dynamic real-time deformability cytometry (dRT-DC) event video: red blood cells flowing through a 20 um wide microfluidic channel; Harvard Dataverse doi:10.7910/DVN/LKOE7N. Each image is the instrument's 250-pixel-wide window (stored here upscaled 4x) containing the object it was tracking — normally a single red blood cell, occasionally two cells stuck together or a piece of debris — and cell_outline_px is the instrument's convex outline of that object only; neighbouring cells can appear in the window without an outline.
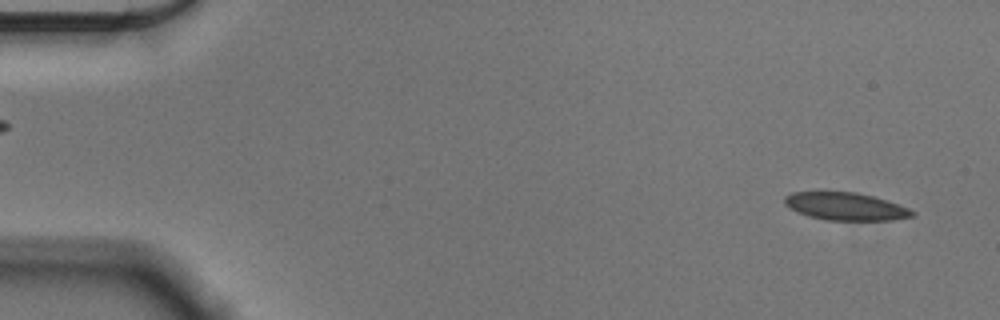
{"species": "Egyptian fruit bat (a non-hibernating species)", "species_latin": "Rousettus aegyptiacus", "temperature_condition": "cold", "stored_images_in_passage": 13, "camera_frame_rate_fps": 3000, "um_per_image_px": 0.085, "animal": {"sex": "male"}, "frame": {"image": 1, "passage_image": 2, "time_ms": 0.333, "image_size_px": [1000, 320], "cell_outline_px": [[916, 216], [892, 220], [824, 220], [808, 216], [796, 212], [788, 208], [784, 204], [784, 196], [792, 192], [856, 192], [872, 196], [908, 208], [916, 212]], "centroid_in_image_um": [71.83, 17.55], "position_along_channel_um": 13.2, "area_um2": 20.63}}